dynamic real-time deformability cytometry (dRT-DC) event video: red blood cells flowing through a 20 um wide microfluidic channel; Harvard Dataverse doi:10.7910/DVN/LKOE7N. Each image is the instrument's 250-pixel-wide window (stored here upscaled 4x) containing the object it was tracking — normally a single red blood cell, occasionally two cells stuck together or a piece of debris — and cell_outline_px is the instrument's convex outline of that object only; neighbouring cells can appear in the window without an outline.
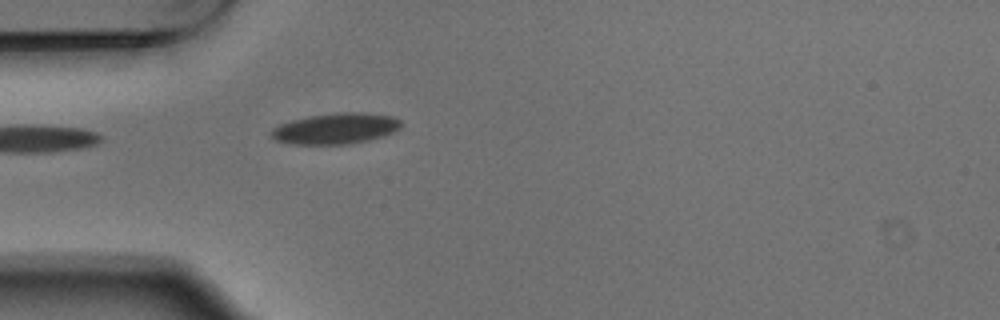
{"species": "Egyptian fruit bat (a non-hibernating species)", "species_latin": "Rousettus aegyptiacus", "temperature_condition": "warm", "stored_images_in_passage": 3, "camera_frame_rate_fps": 3000, "um_per_image_px": 0.085, "animal": {"sex": "male"}, "frame": {"image": 1, "passage_image": 3, "time_ms": 0.667, "image_size_px": [1000, 320], "cell_outline_px": [[400, 128], [384, 136], [368, 140], [348, 144], [288, 144], [276, 140], [272, 136], [272, 128], [280, 124], [292, 120], [312, 116], [336, 112], [364, 112], [392, 116], [400, 120]], "centroid_in_image_um": [28.54, 10.92], "position_along_channel_um": 56.5, "area_um2": 23.24}}